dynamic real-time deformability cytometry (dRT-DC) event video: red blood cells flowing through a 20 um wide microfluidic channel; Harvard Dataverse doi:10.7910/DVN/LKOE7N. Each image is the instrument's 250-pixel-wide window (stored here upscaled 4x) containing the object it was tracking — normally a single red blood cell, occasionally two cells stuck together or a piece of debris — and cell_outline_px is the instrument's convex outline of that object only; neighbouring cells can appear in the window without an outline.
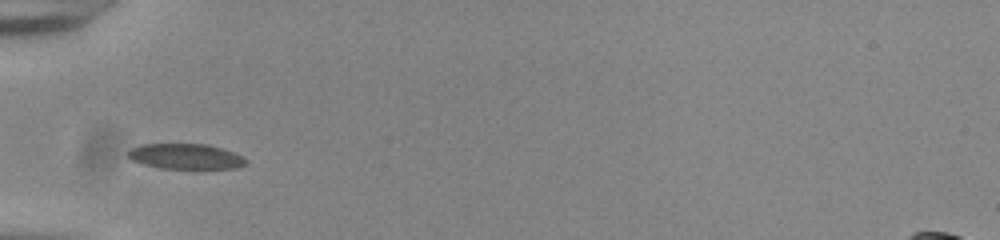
{"species": "common noctule bat (a hibernating species)", "species_latin": "Nyctalus noctula", "temperature_condition": "room temperature", "stored_images_in_passage": 36, "camera_frame_rate_fps": 3000, "um_per_image_px": 0.085, "animal": {"sex": "male", "body_mass_g": 20.0, "forearm_length_mm": 53.3}, "frame": {"image": 1, "passage_image": 1, "time_ms": 0.0, "image_size_px": [1000, 240], "cell_outline_px": [[248, 160], [244, 164], [236, 168], [200, 172], [160, 168], [144, 164], [132, 160], [128, 156], [128, 152], [132, 148], [140, 144], [208, 144], [244, 156]], "centroid_in_image_um": [15.85, 13.35], "position_along_channel_um": 69.2, "area_um2": 18.32}}
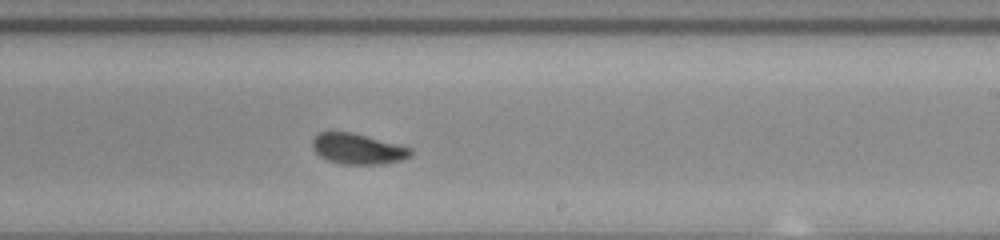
{"frame": {"image": 2, "passage_image": 16, "time_ms": 5.0, "image_size_px": [1000, 240], "cell_outline_px": [[412, 152], [404, 160], [380, 164], [344, 164], [328, 160], [320, 156], [312, 148], [312, 140], [320, 132], [352, 132], [412, 148]], "centroid_in_image_um": [30.41, 12.65], "position_along_channel_um": 258.6, "area_um2": 17.34}}
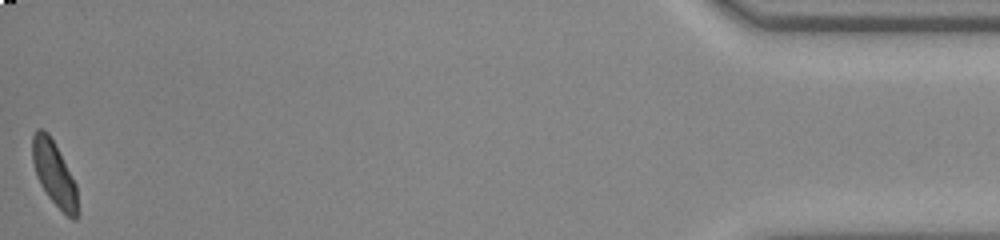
{"frame": {"image": 3, "passage_image": 36, "time_ms": 11.667, "image_size_px": [1000, 240], "cell_outline_px": [[80, 212], [76, 220], [72, 220], [48, 196], [40, 184], [36, 176], [32, 160], [32, 136], [36, 128], [44, 128], [48, 132], [76, 184]], "centroid_in_image_um": [4.61, 14.78], "position_along_channel_um": 430.6, "area_um2": 17.05}, "authors_computed_cell_mechanics": {"area_um2": 17.7446, "velocity_mm_per_s": 3.8377, "shape_relaxation_time_tau1_ms": 2.8456, "shape_relaxation_time_tau2_ms": 1.0849, "deformation_change_tau1": 0.1232, "deformation_change_tau2": 0.0701}}